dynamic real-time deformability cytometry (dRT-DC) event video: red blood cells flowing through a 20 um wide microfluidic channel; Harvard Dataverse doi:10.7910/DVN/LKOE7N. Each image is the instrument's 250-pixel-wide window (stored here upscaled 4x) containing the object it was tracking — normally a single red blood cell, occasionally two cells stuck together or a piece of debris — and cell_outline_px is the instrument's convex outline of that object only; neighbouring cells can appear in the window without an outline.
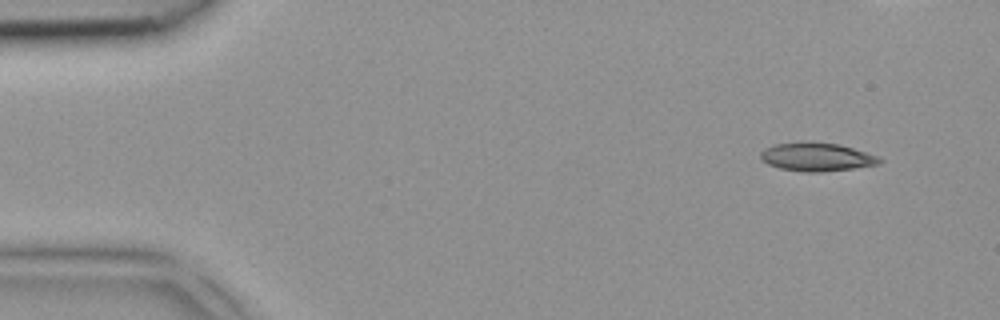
{"species": "common noctule bat (a hibernating species)", "species_latin": "Nyctalus noctula", "temperature_condition": "room temperature", "stored_images_in_passage": 7, "camera_frame_rate_fps": 3000, "um_per_image_px": 0.085, "animal": {"sex": "female", "body_mass_g": 18.4}, "frame": {"image": 1, "passage_image": 1, "time_ms": 0.0, "image_size_px": [1000, 320], "cell_outline_px": [[884, 160], [880, 164], [852, 168], [820, 172], [804, 172], [780, 168], [768, 164], [760, 160], [760, 152], [764, 148], [772, 144], [804, 140], [808, 140], [840, 144], [880, 156]], "centroid_in_image_um": [69.4, 13.31], "position_along_channel_um": 15.6, "area_um2": 20.29}}